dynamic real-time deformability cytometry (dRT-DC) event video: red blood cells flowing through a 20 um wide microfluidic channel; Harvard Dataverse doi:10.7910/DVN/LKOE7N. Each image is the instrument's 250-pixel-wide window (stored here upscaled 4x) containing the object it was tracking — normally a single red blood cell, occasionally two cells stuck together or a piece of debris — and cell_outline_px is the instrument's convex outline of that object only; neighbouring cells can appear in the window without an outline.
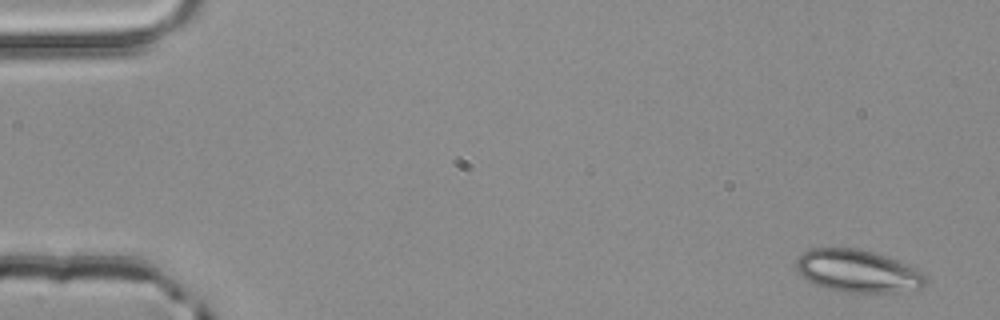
{"species": "common noctule bat (a hibernating species)", "species_latin": "Nyctalus noctula", "temperature_condition": "room temperature", "stored_images_in_passage": 6, "camera_frame_rate_fps": 3000, "um_per_image_px": 0.085, "animal": {"sex": "male", "body_mass_g": 20.4}, "frame": {"image": 1, "passage_image": 1, "time_ms": 0.0, "image_size_px": [1000, 320], "cell_outline_px": [[928, 284], [924, 288], [896, 292], [848, 292], [828, 288], [816, 284], [808, 280], [796, 272], [796, 260], [804, 252], [812, 248], [856, 248], [872, 252], [884, 256], [904, 264], [920, 272], [928, 280]], "centroid_in_image_um": [72.89, 23.05], "position_along_channel_um": 12.1, "area_um2": 31.62}}
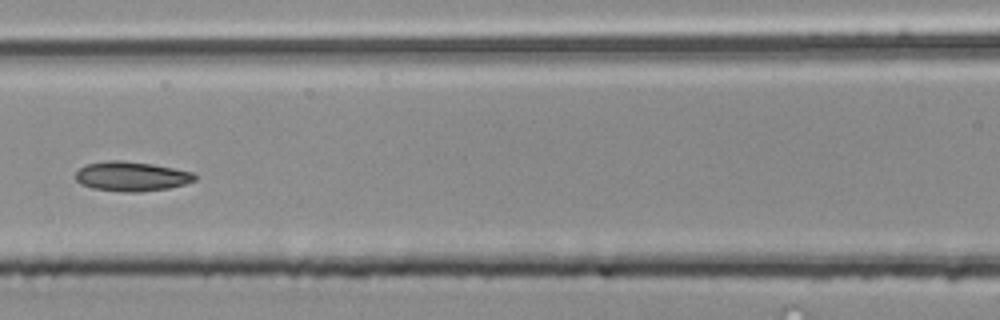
{"frame": {"image": 2, "passage_image": 6, "time_ms": 1.667, "image_size_px": [1000, 320], "cell_outline_px": [[196, 180], [184, 184], [168, 188], [140, 192], [124, 192], [92, 188], [80, 184], [76, 180], [76, 172], [84, 164], [108, 160], [120, 160], [152, 164], [192, 172], [196, 176]], "centroid_in_image_um": [11.14, 14.99], "position_along_channel_um": 155.5, "area_um2": 20.52}}